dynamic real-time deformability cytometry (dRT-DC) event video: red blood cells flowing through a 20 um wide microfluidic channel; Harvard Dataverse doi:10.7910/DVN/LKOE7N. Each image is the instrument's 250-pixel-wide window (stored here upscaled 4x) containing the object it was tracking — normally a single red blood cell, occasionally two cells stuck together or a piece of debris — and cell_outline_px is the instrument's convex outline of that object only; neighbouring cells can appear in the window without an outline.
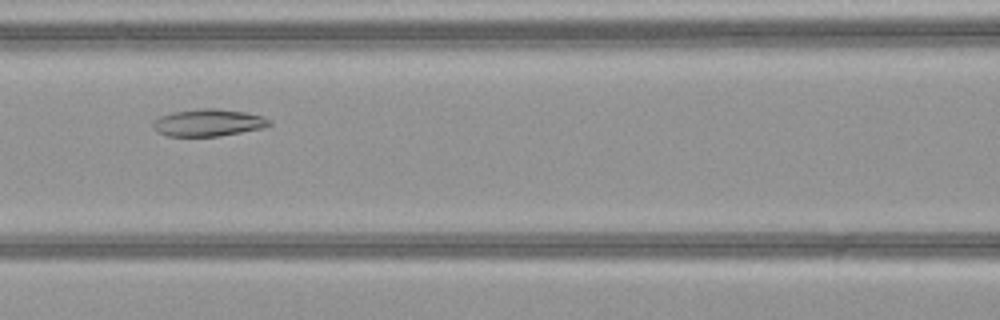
{"species": "common noctule bat (a hibernating species)", "species_latin": "Nyctalus noctula", "temperature_condition": "warm", "stored_images_in_passage": 41, "camera_frame_rate_fps": 3000, "um_per_image_px": 0.085, "animal": {"sex": "female", "body_mass_g": 21.9}, "frame": {"image": 1, "passage_image": 13, "time_ms": 4.0, "image_size_px": [1000, 320], "cell_outline_px": [[272, 124], [264, 128], [220, 136], [168, 136], [156, 132], [152, 128], [152, 120], [160, 116], [176, 112], [204, 108], [216, 108], [248, 112], [272, 120]], "centroid_in_image_um": [17.71, 10.43], "position_along_channel_um": 148.9, "area_um2": 18.55}}
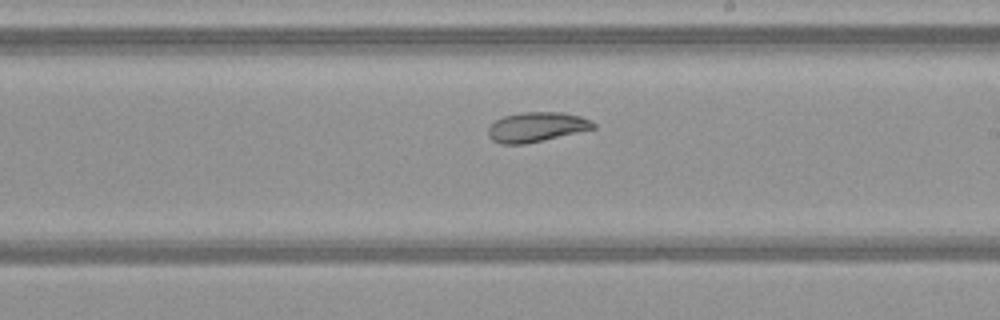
{"frame": {"image": 2, "passage_image": 20, "time_ms": 6.333, "image_size_px": [1000, 320], "cell_outline_px": [[596, 128], [524, 144], [500, 144], [492, 140], [488, 136], [488, 128], [496, 120], [504, 116], [524, 112], [560, 112], [580, 116], [592, 120], [596, 124]], "centroid_in_image_um": [45.61, 10.79], "position_along_channel_um": 243.4, "area_um2": 18.09}}
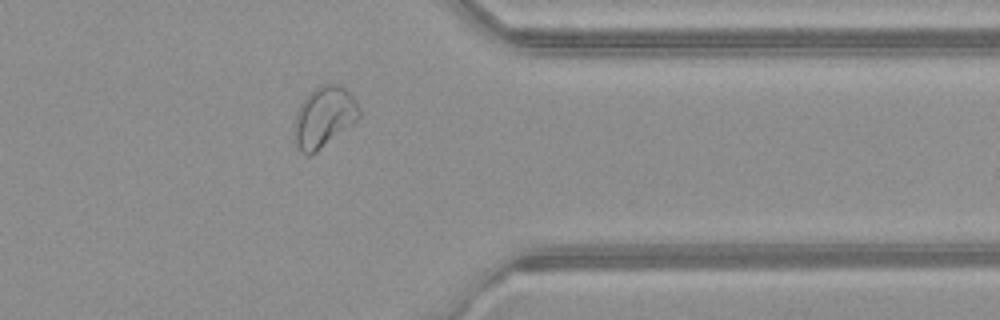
{"frame": {"image": 3, "passage_image": 31, "time_ms": 10.0, "image_size_px": [1000, 320], "cell_outline_px": [[360, 116], [356, 120], [316, 152], [308, 156], [300, 152], [292, 140], [292, 132], [296, 112], [300, 104], [320, 84], [340, 84], [356, 100], [360, 108]], "centroid_in_image_um": [27.49, 9.97], "position_along_channel_um": 383.9, "area_um2": 22.95}, "authors_computed_cell_mechanics": {"area_um2": 20.519, "velocity_mm_per_s": 4.0579, "shape_relaxation_time_tau1_ms": null, "shape_relaxation_time_tau2_ms": 2.9449, "deformation_change_tau1": null, "deformation_change_tau2": 0.0793}}